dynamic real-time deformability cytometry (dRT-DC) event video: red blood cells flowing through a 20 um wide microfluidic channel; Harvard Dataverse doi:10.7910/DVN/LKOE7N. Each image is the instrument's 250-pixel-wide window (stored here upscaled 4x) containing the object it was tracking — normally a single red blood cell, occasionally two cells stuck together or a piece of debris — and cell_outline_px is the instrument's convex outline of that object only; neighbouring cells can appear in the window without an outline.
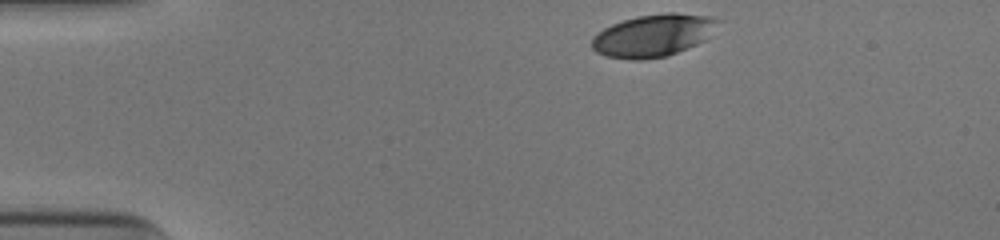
{"species": "human", "species_latin": "Homo sapiens", "temperature_condition": "cold", "stored_images_in_passage": 35, "camera_frame_rate_fps": 3000, "um_per_image_px": 0.085, "donor": {"sex": "male"}, "frame": {"image": 1, "passage_image": 1, "time_ms": 0.0, "image_size_px": [1000, 240], "cell_outline_px": [[720, 20], [704, 40], [696, 44], [668, 56], [640, 60], [632, 60], [608, 56], [596, 52], [592, 48], [592, 36], [604, 28], [612, 24], [636, 16], [668, 12], [676, 12], [708, 16]], "centroid_in_image_um": [55.48, 3.01], "position_along_channel_um": 29.5, "area_um2": 30.92}}
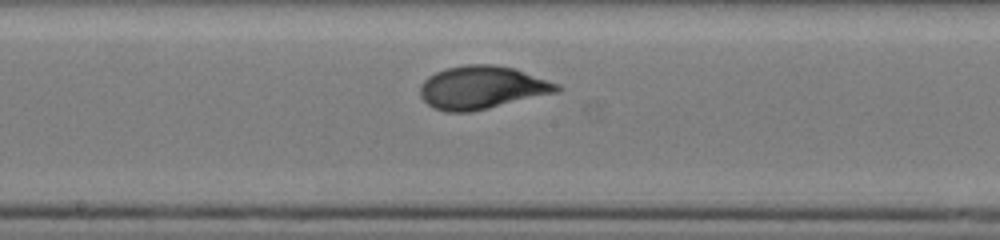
{"frame": {"image": 2, "passage_image": 20, "time_ms": 6.333, "image_size_px": [1000, 240], "cell_outline_px": [[564, 88], [560, 92], [472, 112], [444, 112], [432, 108], [420, 96], [420, 84], [428, 76], [436, 72], [448, 68], [464, 64], [496, 64], [512, 68], [560, 84]], "centroid_in_image_um": [40.98, 7.45], "position_along_channel_um": 207.2, "area_um2": 34.62}}
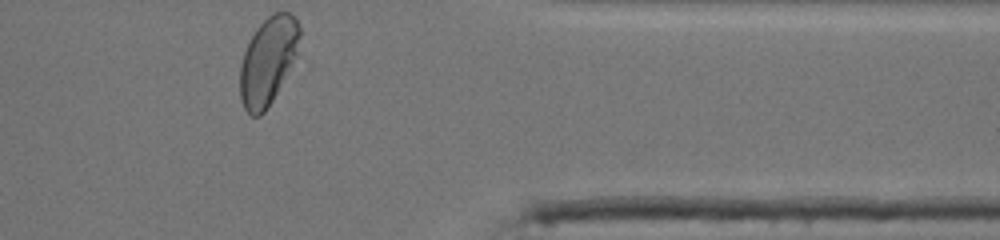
{"frame": {"image": 3, "passage_image": 35, "time_ms": 11.333, "image_size_px": [1000, 240], "cell_outline_px": [[300, 56], [272, 100], [264, 112], [260, 116], [252, 116], [244, 108], [240, 100], [240, 64], [244, 52], [256, 28], [268, 16], [276, 12], [288, 12], [296, 16], [300, 28]], "centroid_in_image_um": [22.83, 5.16], "position_along_channel_um": 388.6, "area_um2": 31.04}, "authors_computed_cell_mechanics": {"area_um2": 33.235, "velocity_mm_per_s": 3.9146, "shape_relaxation_time_tau1_ms": 3.9325, "shape_relaxation_time_tau2_ms": null, "deformation_change_tau1": 0.1887, "deformation_change_tau2": null}}